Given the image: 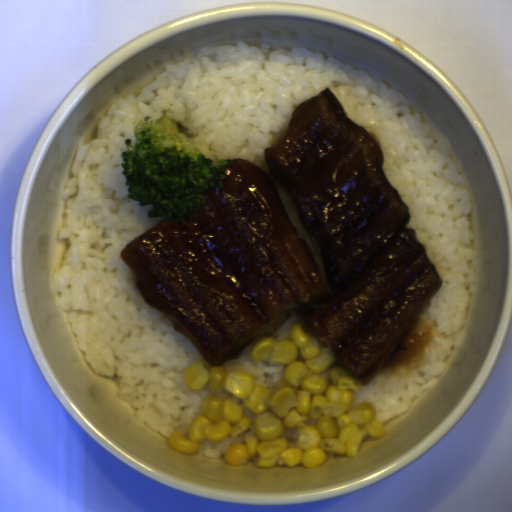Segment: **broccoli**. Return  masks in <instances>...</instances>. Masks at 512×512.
Returning a JSON list of instances; mask_svg holds the SVG:
<instances>
[{"mask_svg":"<svg viewBox=\"0 0 512 512\" xmlns=\"http://www.w3.org/2000/svg\"><path fill=\"white\" fill-rule=\"evenodd\" d=\"M185 134L167 117L141 120L134 127V144L126 139L121 152L126 195L139 207L152 205L150 218L182 221L206 206L204 193L209 186H224L230 160L207 159L197 147H188Z\"/></svg>","mask_w":512,"mask_h":512,"instance_id":"1","label":"broccoli"}]
</instances>
